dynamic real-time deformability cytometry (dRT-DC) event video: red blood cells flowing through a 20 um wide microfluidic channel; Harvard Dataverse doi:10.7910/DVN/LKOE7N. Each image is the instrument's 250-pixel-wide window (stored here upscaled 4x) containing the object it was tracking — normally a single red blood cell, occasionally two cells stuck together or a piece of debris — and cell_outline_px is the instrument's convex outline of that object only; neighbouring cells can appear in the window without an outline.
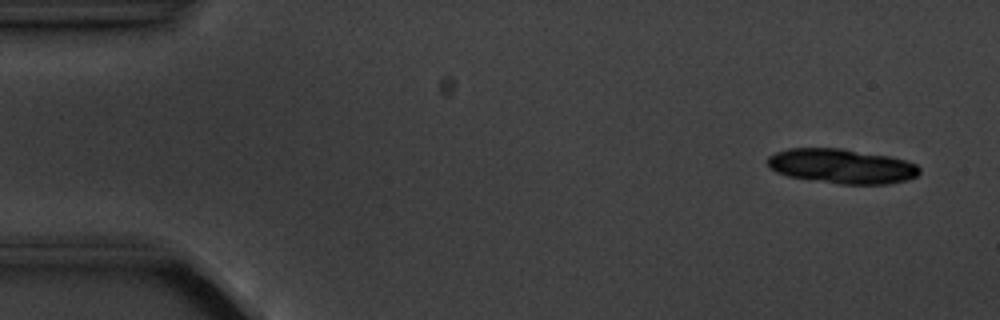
{"species": "common noctule bat (a hibernating species)", "species_latin": "Nyctalus noctula", "temperature_condition": "cold", "stored_images_in_passage": 4, "camera_frame_rate_fps": 3000, "um_per_image_px": 0.085, "animal": {"sex": "male", "body_mass_g": 20.1, "forearm_length_mm": 53.5}, "frame": {"image": 1, "passage_image": 1, "time_ms": 0.0, "image_size_px": [1000, 320], "cell_outline_px": [[920, 172], [916, 176], [904, 180], [888, 184], [840, 184], [788, 176], [776, 172], [768, 168], [768, 156], [776, 152], [788, 148], [840, 148], [888, 156], [904, 160], [916, 164], [920, 168]], "centroid_in_image_um": [71.52, 14.12], "position_along_channel_um": 13.5, "area_um2": 30.52}}